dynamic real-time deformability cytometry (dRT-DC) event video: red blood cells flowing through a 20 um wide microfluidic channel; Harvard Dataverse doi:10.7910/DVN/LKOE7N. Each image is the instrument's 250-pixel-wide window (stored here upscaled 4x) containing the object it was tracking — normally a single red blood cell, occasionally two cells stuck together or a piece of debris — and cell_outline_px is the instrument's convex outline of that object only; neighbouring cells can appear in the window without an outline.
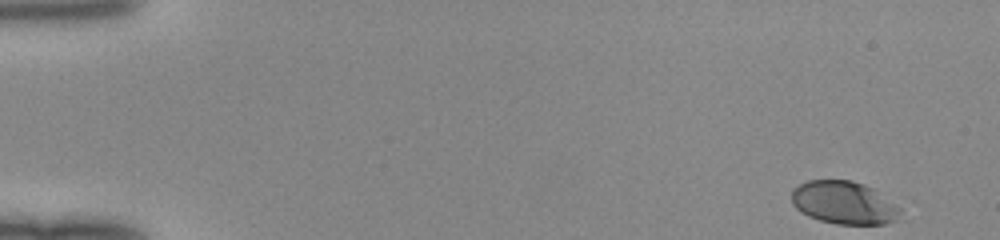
{"species": "human", "species_latin": "Homo sapiens", "temperature_condition": "room temperature", "stored_images_in_passage": 48, "camera_frame_rate_fps": 3000, "um_per_image_px": 0.085, "donor": {"sex": "female"}, "frame": {"image": 1, "passage_image": 1, "time_ms": 0.0, "image_size_px": [1000, 240], "cell_outline_px": [[904, 204], [896, 220], [884, 224], [836, 224], [820, 220], [808, 216], [800, 212], [792, 204], [792, 188], [808, 180], [852, 180], [864, 184]], "centroid_in_image_um": [71.8, 17.22], "position_along_channel_um": 13.2, "area_um2": 27.8}}
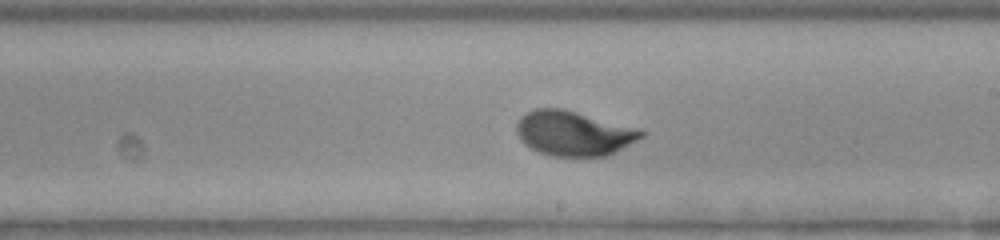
{"frame": {"image": 2, "passage_image": 28, "time_ms": 9.0, "image_size_px": [1000, 240], "cell_outline_px": [[648, 132], [644, 136], [608, 156], [552, 156], [540, 152], [524, 144], [520, 140], [516, 132], [516, 124], [520, 116], [536, 108], [560, 108], [640, 128]], "centroid_in_image_um": [48.77, 11.33], "position_along_channel_um": 240.2, "area_um2": 32.6}}
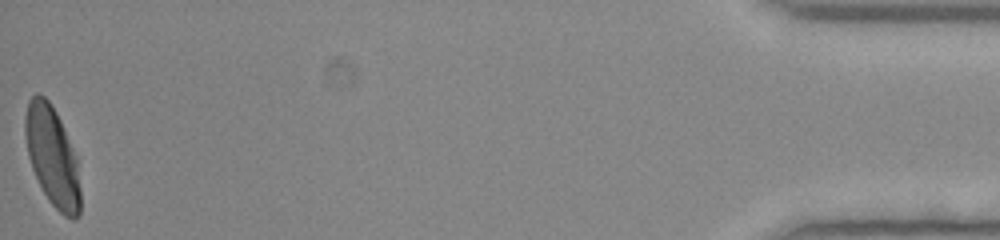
{"frame": {"image": 3, "passage_image": 48, "time_ms": 15.667, "image_size_px": [1000, 240], "cell_outline_px": [[80, 216], [72, 220], [64, 216], [48, 200], [32, 168], [28, 156], [24, 136], [24, 116], [28, 100], [36, 92], [44, 96], [48, 100], [56, 112], [64, 128], [76, 156], [80, 188]], "centroid_in_image_um": [4.43, 13.28], "position_along_channel_um": 430.8, "area_um2": 32.14}}